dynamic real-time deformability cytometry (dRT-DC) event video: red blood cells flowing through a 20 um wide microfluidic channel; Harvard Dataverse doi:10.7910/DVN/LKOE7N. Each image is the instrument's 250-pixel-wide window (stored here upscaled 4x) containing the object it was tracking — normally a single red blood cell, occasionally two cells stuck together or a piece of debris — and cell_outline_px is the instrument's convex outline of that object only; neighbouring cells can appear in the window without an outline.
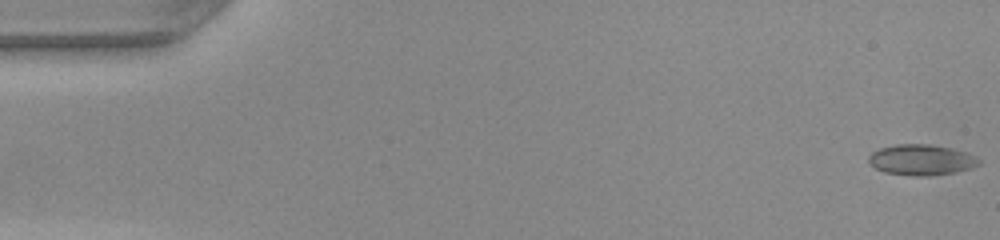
{"species": "common noctule bat (a hibernating species)", "species_latin": "Nyctalus noctula", "temperature_condition": "warm", "stored_images_in_passage": 49, "camera_frame_rate_fps": 3000, "um_per_image_px": 0.085, "animal": {"sex": "female", "body_mass_g": 22.0, "forearm_length_mm": 56.7}, "frame": {"image": 1, "passage_image": 1, "time_ms": 0.0, "image_size_px": [1000, 240], "cell_outline_px": [[980, 164], [972, 168], [952, 172], [928, 176], [920, 176], [884, 172], [876, 168], [868, 160], [868, 156], [872, 152], [880, 148], [896, 144], [928, 144], [948, 148], [964, 152], [980, 160]], "centroid_in_image_um": [78.28, 13.58], "position_along_channel_um": 6.7, "area_um2": 19.31}}
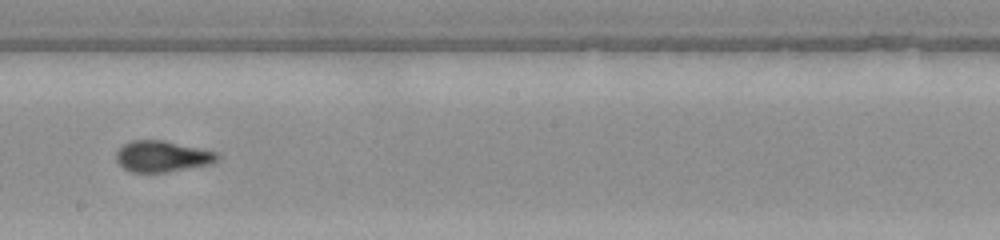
{"frame": {"image": 2, "passage_image": 28, "time_ms": 9.0, "image_size_px": [1000, 240], "cell_outline_px": [[220, 156], [216, 160], [208, 164], [164, 172], [128, 172], [116, 160], [116, 152], [124, 144], [132, 140], [164, 140], [216, 152]], "centroid_in_image_um": [13.74, 13.28], "position_along_channel_um": 234.5, "area_um2": 18.03}}
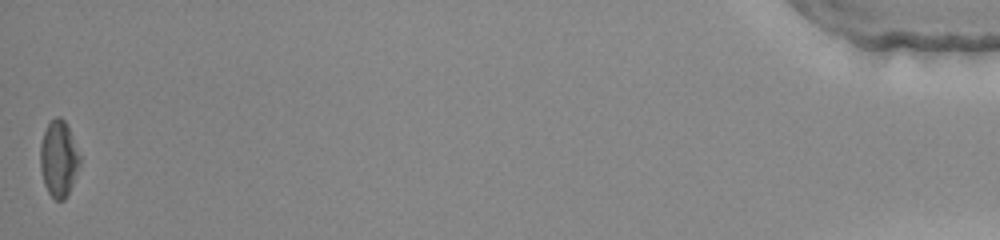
{"frame": {"image": 3, "passage_image": 49, "time_ms": 16.0, "image_size_px": [1000, 240], "cell_outline_px": [[80, 164], [72, 184], [64, 200], [56, 200], [48, 192], [44, 184], [40, 168], [40, 144], [44, 132], [48, 124], [56, 116], [60, 116], [64, 120], [68, 128], [80, 156]], "centroid_in_image_um": [4.97, 13.49], "position_along_channel_um": 430.2, "area_um2": 17.28}, "authors_computed_cell_mechanics": {"area_um2": 18.3226, "velocity_mm_per_s": 4.1945, "shape_relaxation_time_tau1_ms": 4.3741, "shape_relaxation_time_tau2_ms": 0.9007, "deformation_change_tau1": 0.1764, "deformation_change_tau2": 0.0737}}